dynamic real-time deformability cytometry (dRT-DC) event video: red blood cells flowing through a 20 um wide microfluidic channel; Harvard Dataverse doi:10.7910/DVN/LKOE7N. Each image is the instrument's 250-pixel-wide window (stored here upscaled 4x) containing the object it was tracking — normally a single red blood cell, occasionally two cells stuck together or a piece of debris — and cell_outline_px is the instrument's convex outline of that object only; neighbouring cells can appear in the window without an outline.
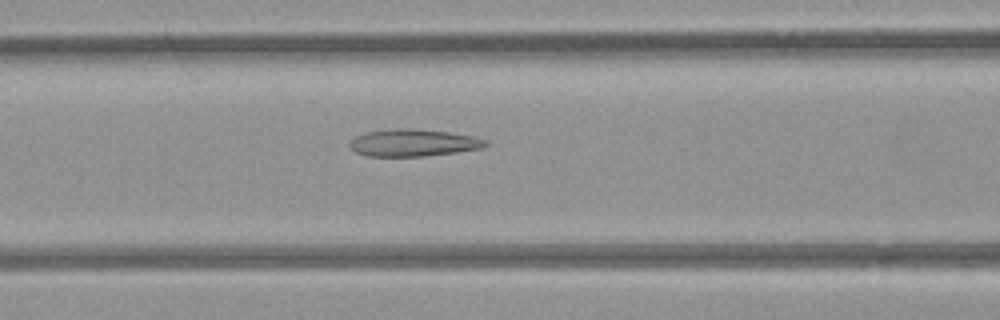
{"species": "common noctule bat (a hibernating species)", "species_latin": "Nyctalus noctula", "temperature_condition": "room temperature", "stored_images_in_passage": 49, "camera_frame_rate_fps": 3000, "um_per_image_px": 0.085, "animal": {"sex": "female", "body_mass_g": 21.9}, "frame": {"image": 1, "passage_image": 19, "time_ms": 6.0, "image_size_px": [1000, 320], "cell_outline_px": [[488, 144], [484, 148], [456, 152], [420, 156], [368, 156], [356, 152], [348, 144], [356, 136], [368, 132], [392, 128], [412, 128], [448, 132], [476, 136], [488, 140]], "centroid_in_image_um": [35.18, 12.13], "position_along_channel_um": 131.4, "area_um2": 21.5}}
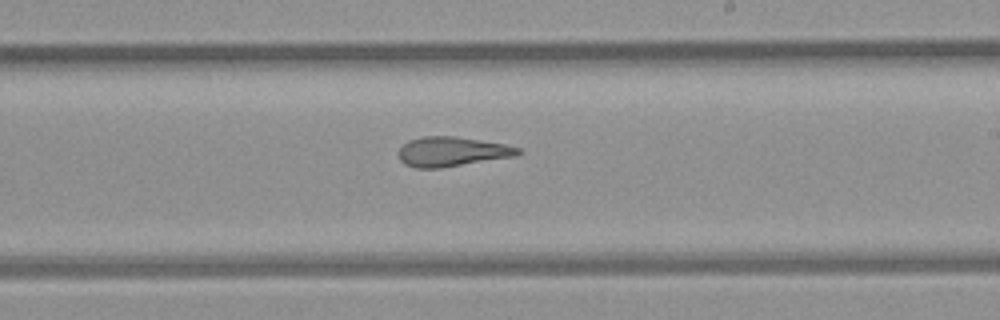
{"frame": {"image": 2, "passage_image": 28, "time_ms": 9.0, "image_size_px": [1000, 320], "cell_outline_px": [[524, 152], [516, 156], [440, 168], [416, 168], [404, 164], [400, 160], [396, 152], [408, 140], [424, 136], [456, 136], [504, 144], [520, 148]], "centroid_in_image_um": [38.4, 12.89], "position_along_channel_um": 250.6, "area_um2": 20.75}}
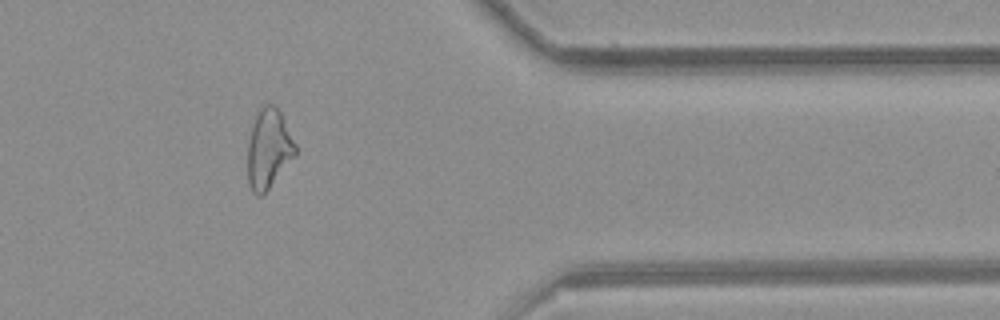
{"frame": {"image": 3, "passage_image": 40, "time_ms": 13.0, "image_size_px": [1000, 320], "cell_outline_px": [[296, 156], [268, 188], [260, 196], [256, 196], [252, 192], [248, 180], [248, 140], [252, 124], [256, 112], [264, 104], [272, 104], [280, 112], [296, 144]], "centroid_in_image_um": [22.82, 12.63], "position_along_channel_um": 388.6, "area_um2": 22.02}, "authors_computed_cell_mechanics": {"area_um2": 23.0622, "velocity_mm_per_s": 3.9738, "shape_relaxation_time_tau1_ms": null, "shape_relaxation_time_tau2_ms": 2.5149, "deformation_change_tau1": null, "deformation_change_tau2": 0.1215}}